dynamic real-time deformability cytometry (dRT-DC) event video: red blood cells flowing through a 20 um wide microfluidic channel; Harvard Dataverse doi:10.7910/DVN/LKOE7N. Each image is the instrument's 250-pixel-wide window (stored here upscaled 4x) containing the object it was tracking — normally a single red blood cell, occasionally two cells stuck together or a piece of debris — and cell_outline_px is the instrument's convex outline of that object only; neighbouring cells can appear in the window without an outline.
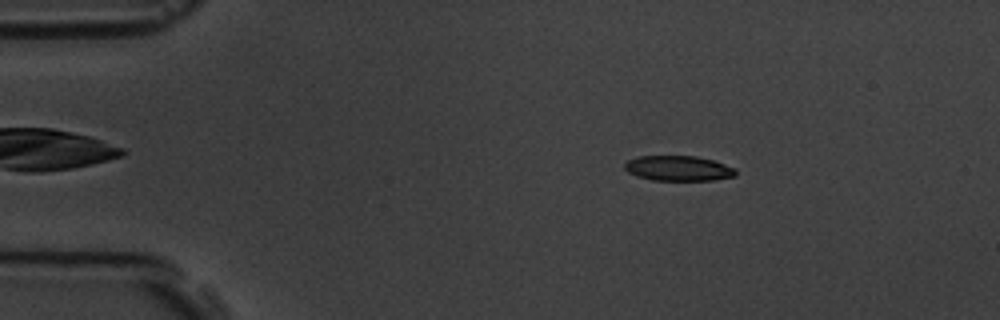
{"species": "common noctule bat (a hibernating species)", "species_latin": "Nyctalus noctula", "temperature_condition": "room temperature", "stored_images_in_passage": 4, "camera_frame_rate_fps": 3000, "um_per_image_px": 0.085, "animal": {"sex": "male", "body_mass_g": 19.5, "forearm_length_mm": 54.6}, "frame": {"image": 1, "passage_image": 2, "time_ms": 1.333, "image_size_px": [1000, 320], "cell_outline_px": [[736, 176], [712, 180], [652, 180], [636, 176], [628, 172], [624, 168], [624, 164], [628, 160], [636, 156], [696, 156], [712, 160], [736, 168]], "centroid_in_image_um": [57.64, 14.3], "position_along_channel_um": 27.4, "area_um2": 16.3}}